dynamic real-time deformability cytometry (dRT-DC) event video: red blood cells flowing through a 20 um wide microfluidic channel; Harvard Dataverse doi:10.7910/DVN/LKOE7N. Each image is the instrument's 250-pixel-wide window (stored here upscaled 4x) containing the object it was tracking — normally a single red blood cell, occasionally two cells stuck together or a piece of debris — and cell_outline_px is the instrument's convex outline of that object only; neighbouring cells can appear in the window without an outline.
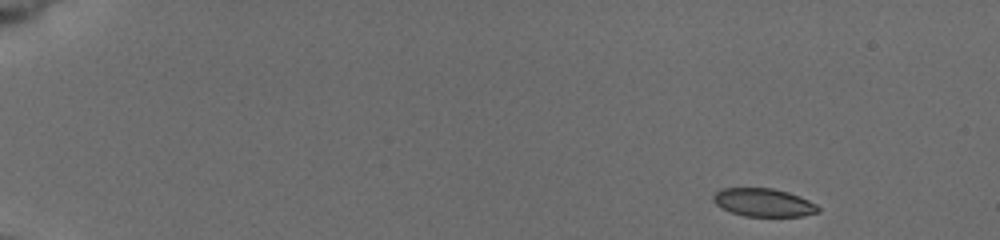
{"species": "common noctule bat (a hibernating species)", "species_latin": "Nyctalus noctula", "temperature_condition": "cold", "stored_images_in_passage": 53, "camera_frame_rate_fps": 3000, "um_per_image_px": 0.085, "animal": {"sex": "female", "body_mass_g": 19.5, "forearm_length_mm": 54.1}, "frame": {"image": 1, "passage_image": 1, "time_ms": 0.0, "image_size_px": [1000, 240], "cell_outline_px": [[820, 212], [804, 216], [744, 216], [720, 208], [712, 200], [712, 196], [720, 188], [772, 188], [788, 192], [800, 196], [816, 204], [820, 208]], "centroid_in_image_um": [64.9, 17.21], "position_along_channel_um": 20.1, "area_um2": 17.34}}
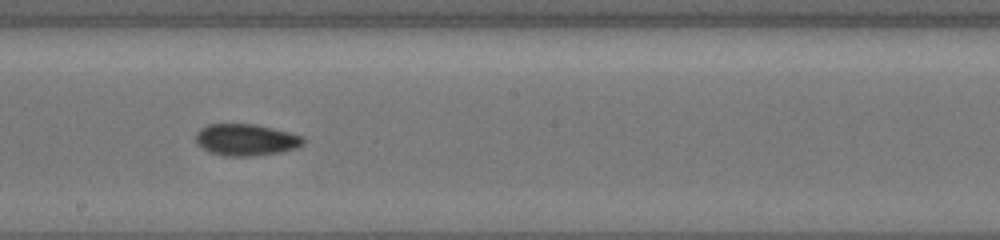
{"frame": {"image": 2, "passage_image": 30, "time_ms": 9.0, "image_size_px": [1000, 240], "cell_outline_px": [[304, 144], [296, 148], [280, 152], [256, 156], [224, 156], [208, 152], [196, 140], [196, 132], [200, 128], [208, 124], [256, 124], [304, 136]], "centroid_in_image_um": [20.92, 11.88], "position_along_channel_um": 227.3, "area_um2": 19.88}}
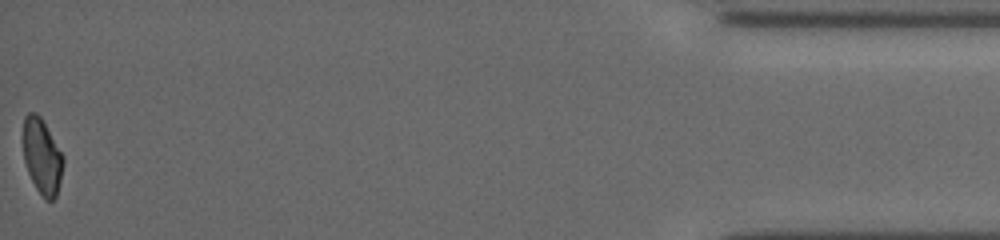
{"frame": {"image": 3, "passage_image": 53, "time_ms": 16.333, "image_size_px": [1000, 240], "cell_outline_px": [[64, 164], [56, 196], [52, 200], [44, 200], [36, 188], [28, 172], [24, 160], [20, 136], [24, 116], [28, 112], [36, 112], [40, 116], [64, 156]], "centroid_in_image_um": [3.53, 13.24], "position_along_channel_um": 431.7, "area_um2": 18.09}, "authors_computed_cell_mechanics": {"area_um2": 19.1318, "velocity_mm_per_s": 3.8547, "shape_relaxation_time_tau1_ms": 9.9413, "shape_relaxation_time_tau2_ms": 4.1624, "deformation_change_tau1": 0.1778, "deformation_change_tau2": 0.0762}}